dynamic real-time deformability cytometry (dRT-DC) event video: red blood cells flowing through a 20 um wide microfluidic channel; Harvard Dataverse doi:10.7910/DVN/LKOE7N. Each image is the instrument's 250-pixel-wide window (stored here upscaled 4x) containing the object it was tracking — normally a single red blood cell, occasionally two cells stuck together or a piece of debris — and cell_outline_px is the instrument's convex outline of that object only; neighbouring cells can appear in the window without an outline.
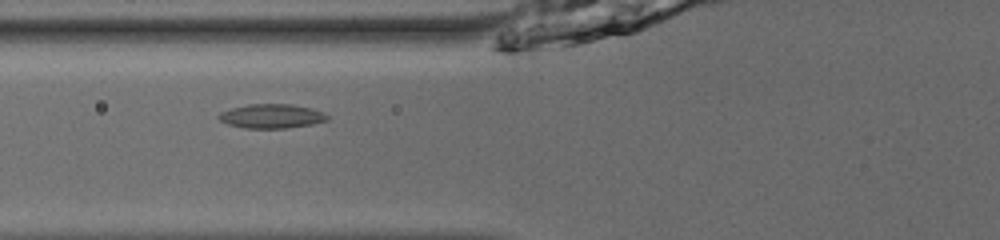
{"species": "common noctule bat (a hibernating species)", "species_latin": "Nyctalus noctula", "temperature_condition": "room temperature", "stored_images_in_passage": 34, "camera_frame_rate_fps": 3000, "um_per_image_px": 0.085, "animal": {"sex": "male", "body_mass_g": 13.0, "forearm_length_mm": 53.1}, "frame": {"image": 1, "passage_image": 3, "time_ms": 0.667, "image_size_px": [1000, 240], "cell_outline_px": [[328, 120], [312, 124], [284, 128], [244, 128], [228, 124], [220, 120], [216, 116], [220, 112], [232, 108], [248, 104], [292, 104], [312, 108], [324, 112], [328, 116]], "centroid_in_image_um": [23.08, 9.86], "position_along_channel_um": 102.7, "area_um2": 15.32}}
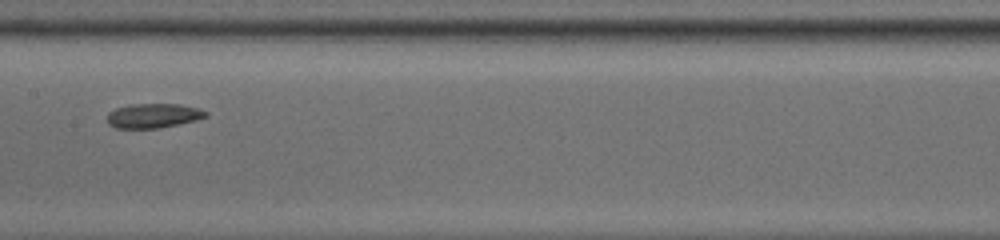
{"frame": {"image": 2, "passage_image": 10, "time_ms": 3.0, "image_size_px": [1000, 240], "cell_outline_px": [[208, 116], [196, 120], [160, 128], [116, 128], [108, 124], [108, 112], [116, 108], [132, 104], [180, 104], [196, 108], [208, 112]], "centroid_in_image_um": [13.03, 9.83], "position_along_channel_um": 194.4, "area_um2": 13.99}}
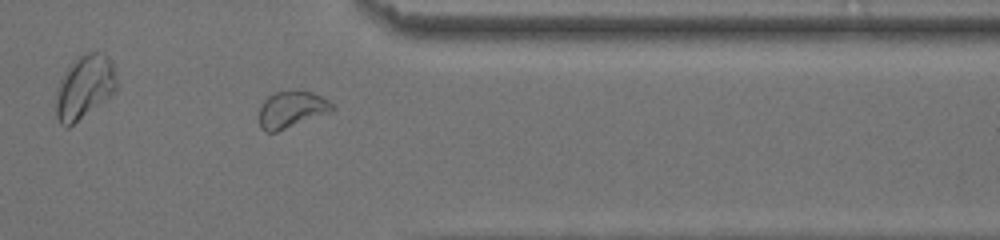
{"frame": {"image": 3, "passage_image": 25, "time_ms": 8.0, "image_size_px": [1000, 240], "cell_outline_px": [[336, 108], [332, 112], [276, 132], [264, 132], [260, 128], [256, 116], [264, 100], [268, 96], [276, 92], [312, 92], [328, 100]], "centroid_in_image_um": [24.75, 9.35], "position_along_channel_um": 386.7, "area_um2": 15.72}, "authors_computed_cell_mechanics": {"area_um2": 14.5078, "velocity_mm_per_s": 3.9133, "shape_relaxation_time_tau1_ms": null, "shape_relaxation_time_tau2_ms": 8.7242, "deformation_change_tau1": null, "deformation_change_tau2": 0.1488}}